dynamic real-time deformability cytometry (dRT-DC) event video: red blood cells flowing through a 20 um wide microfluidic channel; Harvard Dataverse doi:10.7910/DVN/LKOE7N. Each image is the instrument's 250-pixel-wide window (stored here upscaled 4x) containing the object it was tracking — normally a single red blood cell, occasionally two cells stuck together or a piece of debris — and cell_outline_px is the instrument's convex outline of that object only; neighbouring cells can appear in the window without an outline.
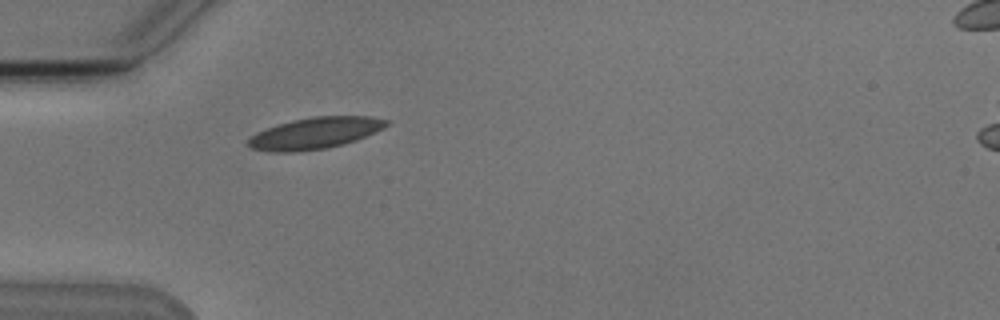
{"species": "Egyptian fruit bat (a non-hibernating species)", "species_latin": "Rousettus aegyptiacus", "temperature_condition": "cold", "stored_images_in_passage": 1, "camera_frame_rate_fps": 3000, "um_per_image_px": 0.085, "animal": {"sex": "male"}, "frame": {"image": 1, "passage_image": 1, "time_ms": 0.0, "image_size_px": [1000, 320], "cell_outline_px": [[388, 124], [376, 132], [356, 140], [344, 144], [328, 148], [296, 152], [272, 152], [252, 148], [248, 144], [248, 140], [252, 136], [268, 128], [292, 120], [312, 116], [372, 116], [388, 120]], "centroid_in_image_um": [26.82, 11.32], "position_along_channel_um": 58.2, "area_um2": 25.14}}